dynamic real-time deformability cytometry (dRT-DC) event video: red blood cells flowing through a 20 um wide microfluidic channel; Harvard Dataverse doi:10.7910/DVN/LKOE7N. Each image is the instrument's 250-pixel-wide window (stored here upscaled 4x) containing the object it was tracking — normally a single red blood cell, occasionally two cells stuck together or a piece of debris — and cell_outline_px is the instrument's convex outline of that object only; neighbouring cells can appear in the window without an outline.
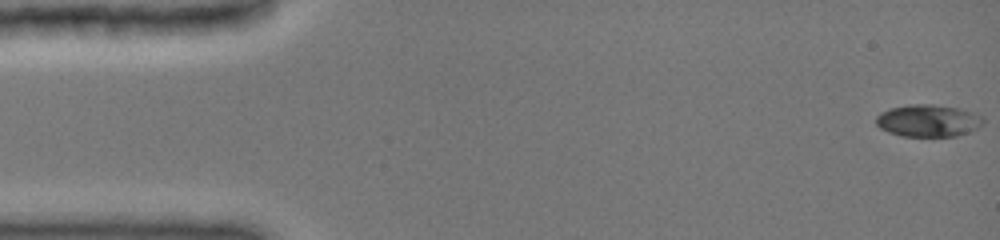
{"species": "common noctule bat (a hibernating species)", "species_latin": "Nyctalus noctula", "temperature_condition": "cold", "stored_images_in_passage": 10, "camera_frame_rate_fps": 3000, "um_per_image_px": 0.085, "animal": {"sex": "female", "body_mass_g": 19.0, "forearm_length_mm": 51.5}, "frame": {"image": 1, "passage_image": 1, "time_ms": 0.0, "image_size_px": [1000, 240], "cell_outline_px": [[984, 124], [968, 132], [956, 136], [900, 136], [888, 132], [880, 128], [876, 124], [876, 116], [880, 112], [888, 108], [912, 104], [932, 104], [956, 108], [972, 112], [980, 116], [984, 120]], "centroid_in_image_um": [78.85, 10.26], "position_along_channel_um": 6.2, "area_um2": 20.06}}
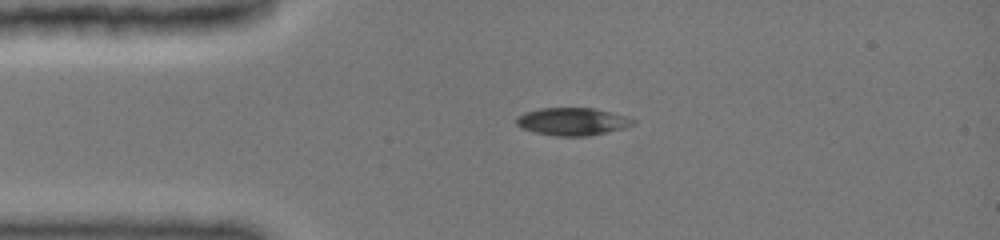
{"frame": {"image": 2, "passage_image": 6, "time_ms": 3.333, "image_size_px": [1000, 240], "cell_outline_px": [[636, 120], [632, 124], [624, 128], [588, 136], [552, 136], [520, 128], [516, 124], [516, 120], [524, 112], [540, 108], [596, 108], [628, 116]], "centroid_in_image_um": [48.66, 10.33], "position_along_channel_um": 36.3, "area_um2": 18.84}}
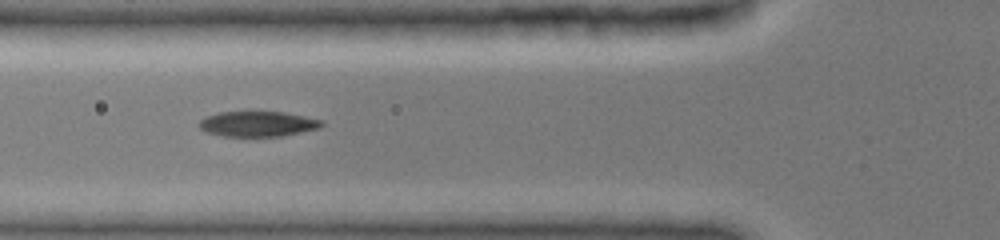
{"frame": {"image": 3, "passage_image": 9, "time_ms": 5.667, "image_size_px": [1000, 240], "cell_outline_px": [[324, 124], [320, 128], [280, 136], [224, 136], [208, 132], [200, 128], [200, 120], [208, 116], [220, 112], [280, 112], [320, 120]], "centroid_in_image_um": [21.89, 10.54], "position_along_channel_um": 103.9, "area_um2": 17.51}}